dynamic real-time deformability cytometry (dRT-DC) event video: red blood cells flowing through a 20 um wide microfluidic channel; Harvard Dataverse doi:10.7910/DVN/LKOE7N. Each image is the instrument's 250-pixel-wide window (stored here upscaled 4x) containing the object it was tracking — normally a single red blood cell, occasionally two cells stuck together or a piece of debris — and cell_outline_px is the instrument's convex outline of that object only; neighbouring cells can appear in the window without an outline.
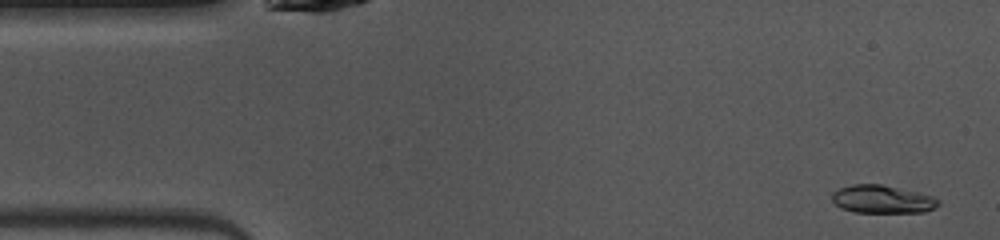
{"species": "common noctule bat (a hibernating species)", "species_latin": "Nyctalus noctula", "temperature_condition": "warm", "stored_images_in_passage": 47, "camera_frame_rate_fps": 3000, "um_per_image_px": 0.085, "animal": {"sex": "female", "body_mass_g": 10.0, "forearm_length_mm": 53.1}, "frame": {"image": 1, "passage_image": 2, "time_ms": 0.333, "image_size_px": [1000, 240], "cell_outline_px": [[940, 204], [924, 212], [852, 212], [840, 208], [832, 200], [832, 192], [840, 188], [852, 184], [884, 184], [920, 192], [932, 196], [940, 200]], "centroid_in_image_um": [74.99, 16.92], "position_along_channel_um": 10.0, "area_um2": 17.51}}
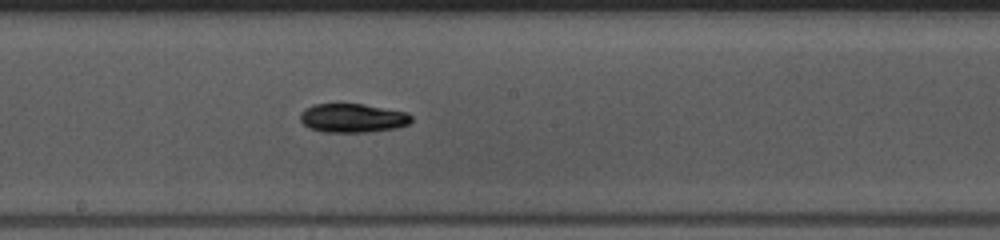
{"frame": {"image": 2, "passage_image": 24, "time_ms": 7.667, "image_size_px": [1000, 240], "cell_outline_px": [[412, 120], [408, 124], [396, 128], [368, 132], [324, 132], [308, 128], [300, 120], [300, 112], [304, 108], [312, 104], [364, 104], [408, 112], [412, 116]], "centroid_in_image_um": [29.96, 10.03], "position_along_channel_um": 218.2, "area_um2": 18.9}}
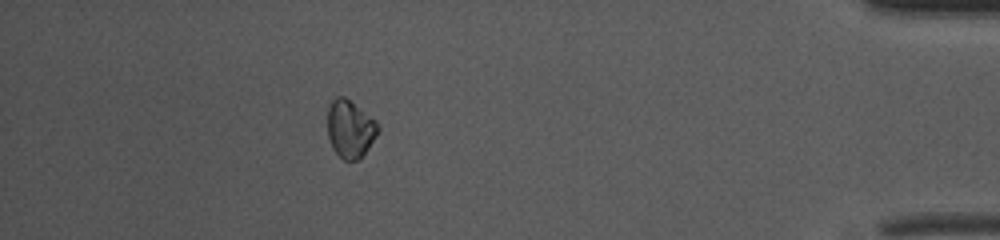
{"frame": {"image": 3, "passage_image": 42, "time_ms": 13.667, "image_size_px": [1000, 240], "cell_outline_px": [[380, 128], [376, 136], [368, 148], [356, 160], [344, 160], [332, 148], [328, 136], [328, 108], [332, 100], [336, 96], [344, 96], [372, 116], [376, 120]], "centroid_in_image_um": [29.76, 10.92], "position_along_channel_um": 405.4, "area_um2": 16.88}, "authors_computed_cell_mechanics": {"area_um2": 17.5712, "velocity_mm_per_s": 4.065, "shape_relaxation_time_tau1_ms": 4.2619, "shape_relaxation_time_tau2_ms": null, "deformation_change_tau1": 0.1168, "deformation_change_tau2": null}}